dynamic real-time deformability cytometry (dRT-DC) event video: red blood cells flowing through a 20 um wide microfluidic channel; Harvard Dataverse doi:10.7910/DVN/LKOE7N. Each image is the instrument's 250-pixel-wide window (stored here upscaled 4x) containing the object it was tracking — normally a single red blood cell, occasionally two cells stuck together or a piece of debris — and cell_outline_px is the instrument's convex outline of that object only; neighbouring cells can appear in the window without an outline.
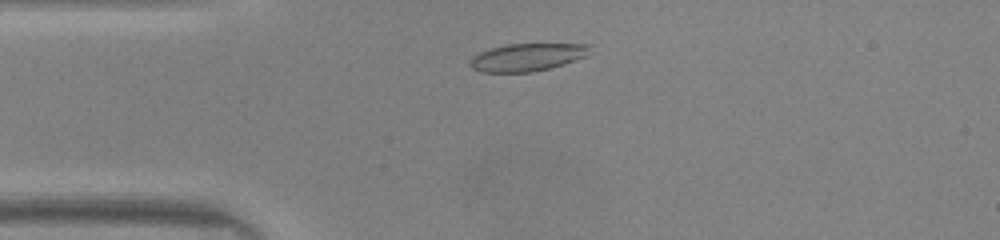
{"species": "common noctule bat (a hibernating species)", "species_latin": "Nyctalus noctula", "temperature_condition": "warm", "stored_images_in_passage": 38, "camera_frame_rate_fps": 3000, "um_per_image_px": 0.085, "animal": {"sex": "male", "body_mass_g": 20.0, "forearm_length_mm": 53.3}, "frame": {"image": 1, "passage_image": 1, "time_ms": 0.0, "image_size_px": [1000, 240], "cell_outline_px": [[592, 44], [584, 56], [548, 68], [532, 72], [480, 72], [472, 68], [468, 64], [472, 56], [480, 52], [492, 48], [508, 44]], "centroid_in_image_um": [44.72, 4.86], "position_along_channel_um": 40.3, "area_um2": 18.9}}
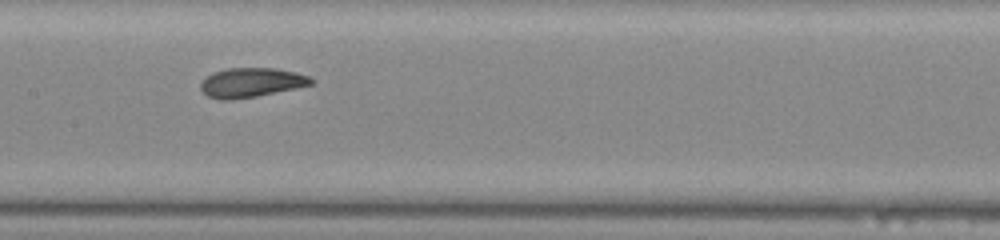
{"frame": {"image": 2, "passage_image": 13, "time_ms": 4.0, "image_size_px": [1000, 240], "cell_outline_px": [[312, 84], [296, 88], [256, 96], [232, 100], [220, 100], [208, 96], [200, 88], [200, 84], [208, 76], [216, 72], [228, 68], [272, 68], [296, 72], [308, 76], [312, 80]], "centroid_in_image_um": [21.35, 7.02], "position_along_channel_um": 186.1, "area_um2": 18.61}}
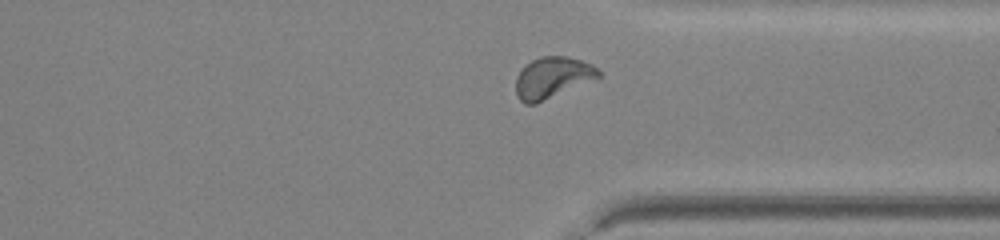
{"frame": {"image": 3, "passage_image": 26, "time_ms": 8.333, "image_size_px": [1000, 240], "cell_outline_px": [[604, 76], [536, 104], [524, 104], [516, 96], [516, 76], [532, 60], [540, 56], [564, 56], [580, 60], [592, 64]], "centroid_in_image_um": [46.98, 6.62], "position_along_channel_um": 364.4, "area_um2": 19.94}, "authors_computed_cell_mechanics": {"area_um2": 19.1607, "velocity_mm_per_s": 4.1475, "shape_relaxation_time_tau1_ms": 3.1513, "shape_relaxation_time_tau2_ms": 1.2974, "deformation_change_tau1": 0.1369, "deformation_change_tau2": 0.0746}}